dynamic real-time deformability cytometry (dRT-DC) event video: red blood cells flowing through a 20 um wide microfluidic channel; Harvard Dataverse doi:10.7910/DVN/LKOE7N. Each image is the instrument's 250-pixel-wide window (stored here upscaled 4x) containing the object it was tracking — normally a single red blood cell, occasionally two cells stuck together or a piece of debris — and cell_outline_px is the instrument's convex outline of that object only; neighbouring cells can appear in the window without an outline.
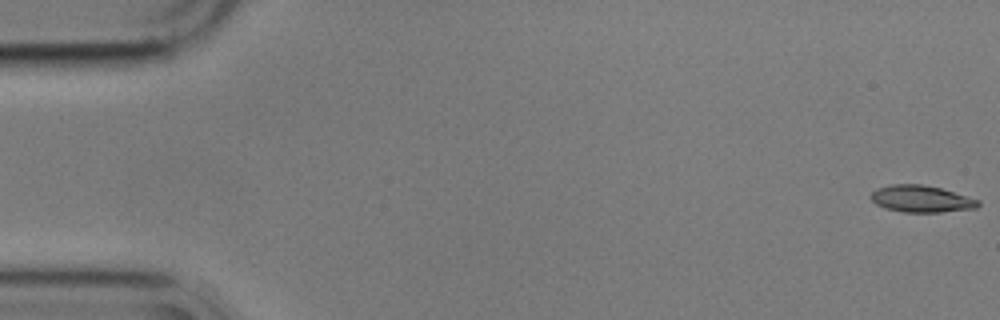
{"species": "common noctule bat (a hibernating species)", "species_latin": "Nyctalus noctula", "temperature_condition": "cold", "stored_images_in_passage": 57, "camera_frame_rate_fps": 3000, "um_per_image_px": 0.085, "animal": {"sex": "male", "body_mass_g": 17.9}, "frame": {"image": 1, "passage_image": 1, "time_ms": 0.0, "image_size_px": [1000, 320], "cell_outline_px": [[980, 204], [976, 208], [940, 212], [904, 212], [884, 208], [876, 204], [868, 196], [876, 188], [892, 184], [920, 184], [940, 188], [980, 200]], "centroid_in_image_um": [78.27, 16.9], "position_along_channel_um": 6.7, "area_um2": 16.76}}
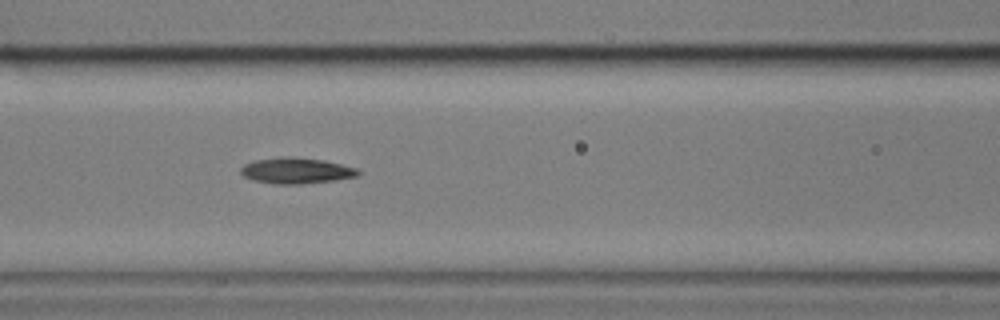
{"frame": {"image": 2, "passage_image": 24, "time_ms": 7.667, "image_size_px": [1000, 320], "cell_outline_px": [[360, 176], [336, 180], [300, 184], [272, 184], [256, 180], [244, 176], [240, 172], [240, 168], [244, 164], [256, 160], [280, 156], [324, 160], [356, 168], [360, 172]], "centroid_in_image_um": [25.19, 14.51], "position_along_channel_um": 141.4, "area_um2": 17.63}}
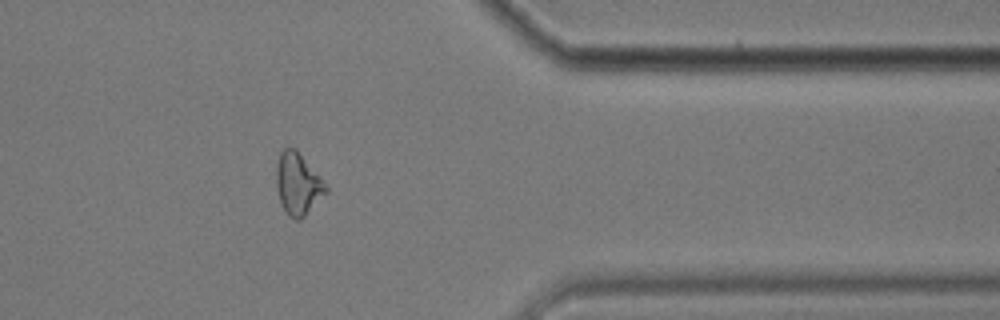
{"frame": {"image": 3, "passage_image": 46, "time_ms": 15.0, "image_size_px": [1000, 320], "cell_outline_px": [[328, 192], [300, 220], [296, 220], [288, 216], [280, 200], [276, 188], [276, 168], [280, 152], [284, 148], [296, 148], [328, 188]], "centroid_in_image_um": [25.3, 15.64], "position_along_channel_um": 386.1, "area_um2": 17.63}}